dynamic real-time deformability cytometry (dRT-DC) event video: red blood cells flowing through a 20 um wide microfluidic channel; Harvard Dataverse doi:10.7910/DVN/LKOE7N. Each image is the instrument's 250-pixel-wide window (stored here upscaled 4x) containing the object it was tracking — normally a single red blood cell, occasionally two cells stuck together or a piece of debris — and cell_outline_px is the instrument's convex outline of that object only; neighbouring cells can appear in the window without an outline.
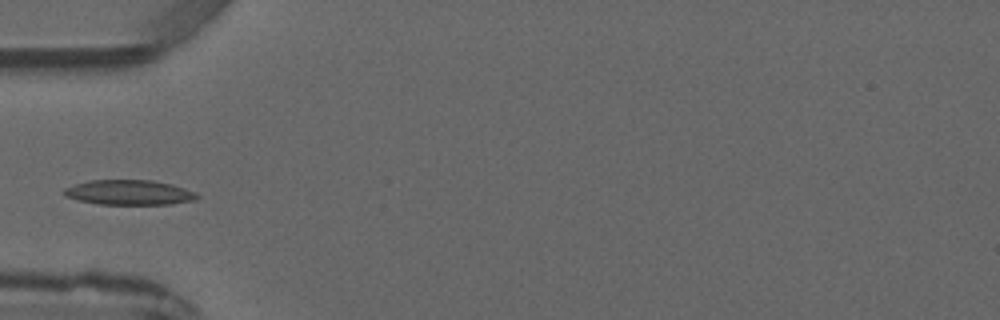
{"species": "common noctule bat (a hibernating species)", "species_latin": "Nyctalus noctula", "temperature_condition": "warm", "stored_images_in_passage": 4, "camera_frame_rate_fps": 3000, "um_per_image_px": 0.085, "animal": {"sex": "male", "forearm_length_mm": 52.5}, "frame": {"image": 1, "passage_image": 3, "time_ms": 2.333, "image_size_px": [1000, 320], "cell_outline_px": [[200, 196], [196, 200], [172, 204], [96, 204], [80, 200], [68, 196], [64, 192], [64, 188], [76, 184], [92, 180], [152, 180], [172, 184], [196, 192]], "centroid_in_image_um": [11.05, 16.36], "position_along_channel_um": 73.9, "area_um2": 19.19}}
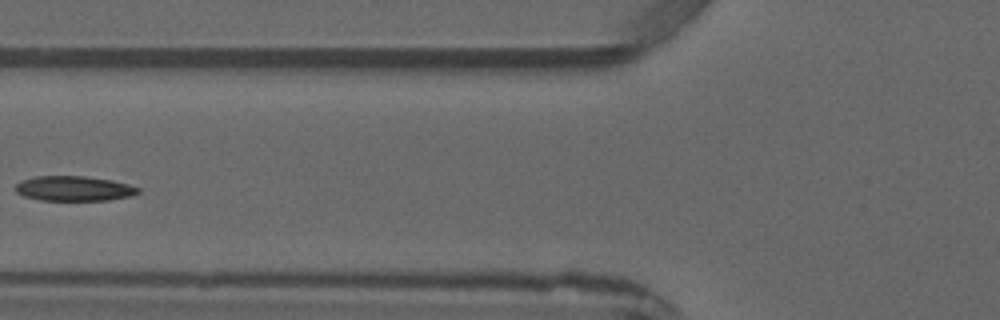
{"frame": {"image": 2, "passage_image": 4, "time_ms": 3.333, "image_size_px": [1000, 320], "cell_outline_px": [[140, 192], [132, 196], [108, 200], [40, 200], [24, 196], [16, 192], [16, 184], [20, 180], [36, 176], [84, 176], [112, 180], [128, 184], [140, 188]], "centroid_in_image_um": [6.29, 16.02], "position_along_channel_um": 119.5, "area_um2": 17.86}}